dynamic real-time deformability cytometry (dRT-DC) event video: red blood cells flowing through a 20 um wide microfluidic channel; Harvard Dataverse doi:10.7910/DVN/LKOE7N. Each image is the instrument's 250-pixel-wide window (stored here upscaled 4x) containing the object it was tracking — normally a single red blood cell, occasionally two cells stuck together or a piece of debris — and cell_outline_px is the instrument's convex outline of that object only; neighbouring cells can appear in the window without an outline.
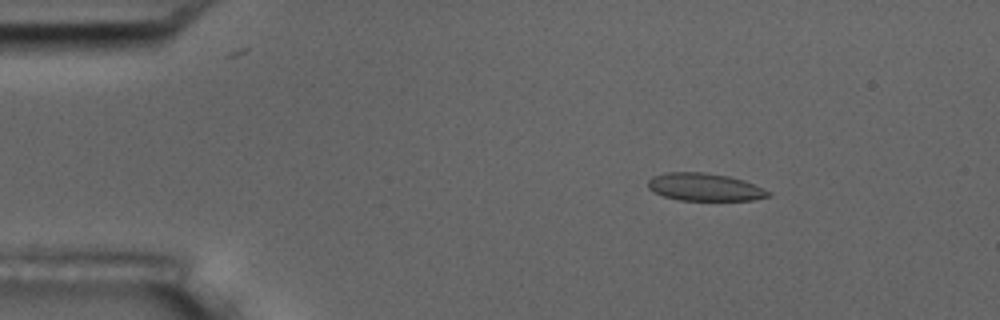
{"species": "common noctule bat (a hibernating species)", "species_latin": "Nyctalus noctula", "temperature_condition": "room temperature", "stored_images_in_passage": 4, "camera_frame_rate_fps": 3000, "um_per_image_px": 0.085, "animal": {"sex": "male", "body_mass_g": 17.5, "forearm_length_mm": 52.3}, "frame": {"image": 1, "passage_image": 2, "time_ms": 2.0, "image_size_px": [1000, 320], "cell_outline_px": [[772, 196], [752, 200], [680, 200], [664, 196], [648, 188], [648, 180], [652, 176], [664, 172], [704, 172], [728, 176], [744, 180], [764, 188], [772, 192]], "centroid_in_image_um": [59.93, 15.89], "position_along_channel_um": 25.1, "area_um2": 19.48}}